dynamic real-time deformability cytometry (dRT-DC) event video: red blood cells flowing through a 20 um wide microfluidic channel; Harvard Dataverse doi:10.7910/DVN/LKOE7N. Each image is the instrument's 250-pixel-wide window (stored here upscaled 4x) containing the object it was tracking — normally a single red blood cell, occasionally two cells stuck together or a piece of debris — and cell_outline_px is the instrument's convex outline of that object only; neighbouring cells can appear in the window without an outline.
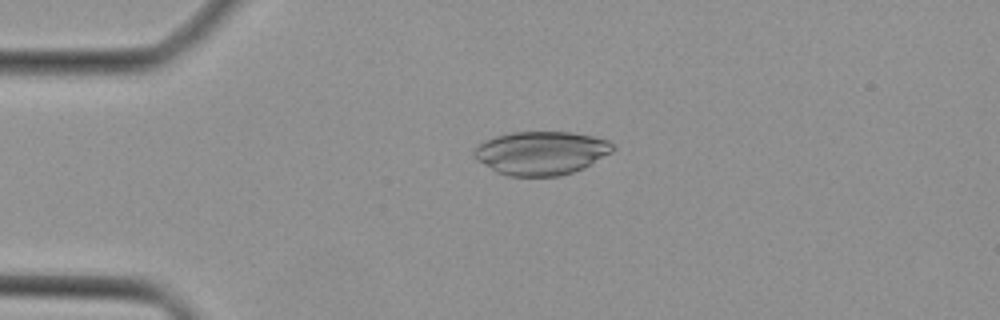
{"species": "Egyptian fruit bat (a non-hibernating species)", "species_latin": "Rousettus aegyptiacus", "temperature_condition": "cold", "stored_images_in_passage": 35, "camera_frame_rate_fps": 3000, "um_per_image_px": 0.085, "animal": {"sex": "female"}, "frame": {"image": 1, "passage_image": 1, "time_ms": 0.0, "image_size_px": [1000, 320], "cell_outline_px": [[616, 148], [612, 152], [584, 168], [560, 176], [508, 176], [496, 172], [476, 160], [472, 156], [472, 152], [484, 140], [496, 136], [512, 132], [572, 132], [592, 136], [608, 140]], "centroid_in_image_um": [45.99, 13.01], "position_along_channel_um": 39.0, "area_um2": 35.32}}
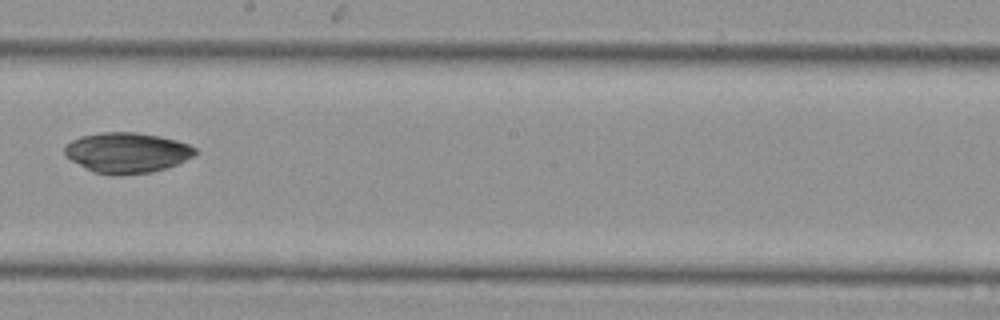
{"frame": {"image": 2, "passage_image": 16, "time_ms": 5.0, "image_size_px": [1000, 320], "cell_outline_px": [[196, 152], [192, 156], [176, 164], [152, 172], [120, 176], [112, 176], [92, 172], [72, 160], [64, 152], [64, 148], [72, 140], [80, 136], [100, 132], [136, 132], [160, 136], [176, 140], [188, 144], [196, 148]], "centroid_in_image_um": [10.77, 12.98], "position_along_channel_um": 237.4, "area_um2": 30.69}}
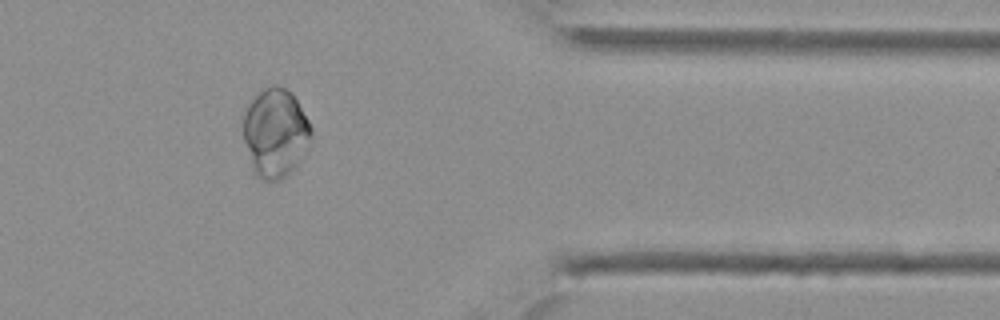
{"frame": {"image": 3, "passage_image": 27, "time_ms": 8.667, "image_size_px": [1000, 320], "cell_outline_px": [[312, 136], [296, 164], [280, 180], [260, 180], [256, 176], [252, 168], [244, 140], [244, 108], [264, 88], [272, 84], [276, 84], [292, 92], [308, 120], [312, 128]], "centroid_in_image_um": [23.39, 11.26], "position_along_channel_um": 388.0, "area_um2": 34.68}}